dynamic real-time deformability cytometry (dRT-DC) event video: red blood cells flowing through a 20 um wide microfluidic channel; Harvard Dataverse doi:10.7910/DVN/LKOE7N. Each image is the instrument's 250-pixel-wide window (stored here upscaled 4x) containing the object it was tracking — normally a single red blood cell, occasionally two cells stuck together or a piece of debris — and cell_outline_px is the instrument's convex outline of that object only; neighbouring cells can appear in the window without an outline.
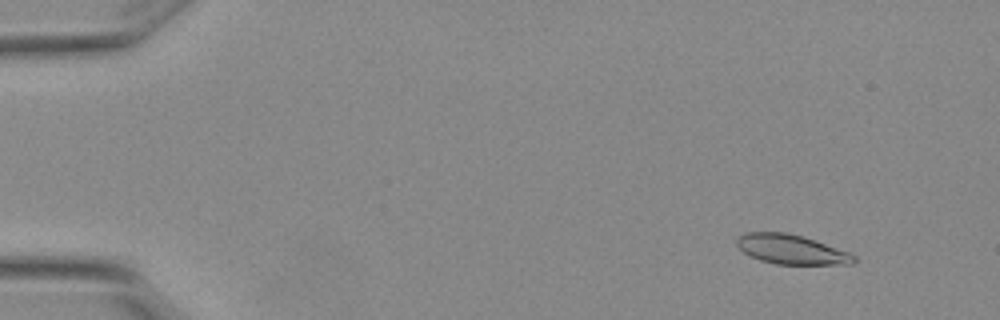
{"species": "Egyptian fruit bat (a non-hibernating species)", "species_latin": "Rousettus aegyptiacus", "temperature_condition": "warm", "stored_images_in_passage": 4, "camera_frame_rate_fps": 3000, "um_per_image_px": 0.085, "animal": {"sex": "female"}, "frame": {"image": 1, "passage_image": 1, "time_ms": 0.0, "image_size_px": [1000, 320], "cell_outline_px": [[856, 260], [852, 264], [776, 264], [760, 260], [744, 252], [736, 244], [736, 240], [744, 232], [788, 232], [804, 236], [848, 252], [856, 256]], "centroid_in_image_um": [67.26, 21.19], "position_along_channel_um": 17.7, "area_um2": 20.06}}
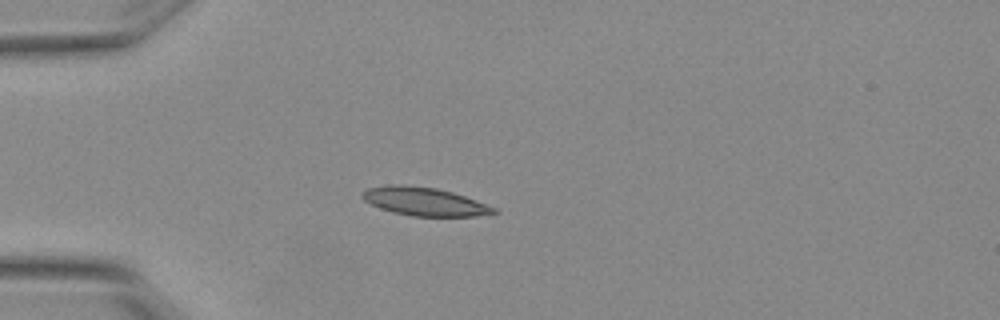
{"frame": {"image": 2, "passage_image": 3, "time_ms": 0.667, "image_size_px": [1000, 320], "cell_outline_px": [[500, 212], [476, 216], [412, 216], [392, 212], [380, 208], [364, 200], [360, 196], [368, 188], [388, 184], [404, 184], [436, 188], [452, 192], [476, 200], [496, 208]], "centroid_in_image_um": [36.07, 17.12], "position_along_channel_um": 48.9, "area_um2": 21.68}}